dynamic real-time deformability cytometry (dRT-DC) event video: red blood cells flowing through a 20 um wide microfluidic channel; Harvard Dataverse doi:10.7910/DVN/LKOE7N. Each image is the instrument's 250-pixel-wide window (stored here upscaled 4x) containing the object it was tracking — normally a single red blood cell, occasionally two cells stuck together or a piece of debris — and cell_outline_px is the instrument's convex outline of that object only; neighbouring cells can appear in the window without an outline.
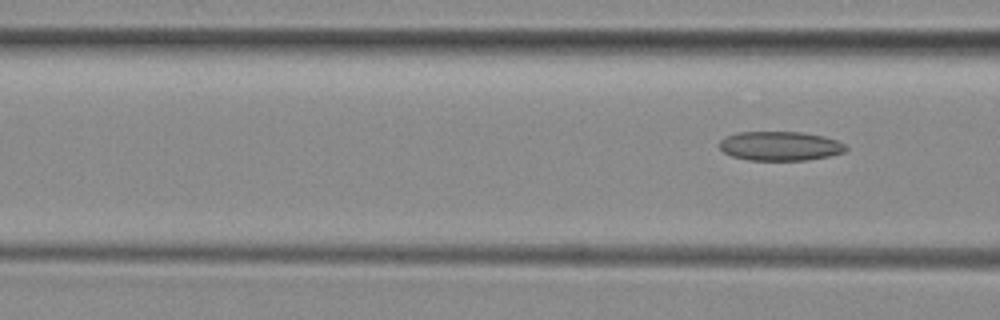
{"species": "common noctule bat (a hibernating species)", "species_latin": "Nyctalus noctula", "temperature_condition": "room temperature", "stored_images_in_passage": 6, "segment_of_instrument_passage": [2, 2], "camera_frame_rate_fps": 3000, "um_per_image_px": 0.085, "animal": {"sex": "female", "body_mass_g": 29.2, "forearm_length_mm": 56.3}, "frame": {"image": 1, "passage_image": 6, "time_ms": 7.0, "image_size_px": [1000, 320], "cell_outline_px": [[848, 148], [844, 152], [832, 156], [808, 160], [748, 160], [732, 156], [724, 152], [720, 148], [720, 140], [736, 132], [800, 132], [824, 136], [836, 140], [844, 144]], "centroid_in_image_um": [66.33, 12.42], "position_along_channel_um": 100.3, "area_um2": 21.56}}